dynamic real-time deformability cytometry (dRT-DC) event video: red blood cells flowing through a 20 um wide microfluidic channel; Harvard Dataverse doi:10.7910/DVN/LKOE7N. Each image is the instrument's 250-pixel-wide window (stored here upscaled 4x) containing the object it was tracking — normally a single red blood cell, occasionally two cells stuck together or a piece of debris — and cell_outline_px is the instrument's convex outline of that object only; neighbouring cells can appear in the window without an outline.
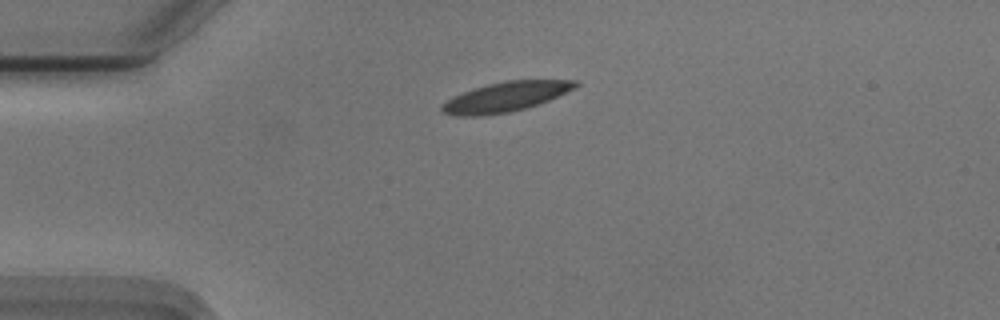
{"species": "Egyptian fruit bat (a non-hibernating species)", "species_latin": "Rousettus aegyptiacus", "temperature_condition": "cold", "stored_images_in_passage": 36, "camera_frame_rate_fps": 3000, "um_per_image_px": 0.085, "animal": {"sex": "male"}, "frame": {"image": 1, "passage_image": 1, "time_ms": 0.0, "image_size_px": [1000, 320], "cell_outline_px": [[580, 84], [576, 88], [548, 100], [524, 108], [508, 112], [480, 116], [456, 116], [444, 112], [440, 108], [452, 96], [472, 88], [488, 84], [508, 80], [580, 80]], "centroid_in_image_um": [42.99, 8.21], "position_along_channel_um": 42.0, "area_um2": 22.95}}
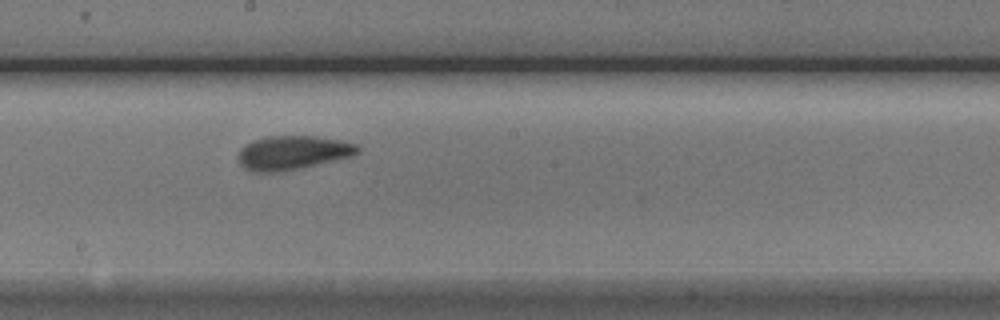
{"frame": {"image": 2, "passage_image": 18, "time_ms": 5.667, "image_size_px": [1000, 320], "cell_outline_px": [[360, 152], [352, 156], [300, 168], [276, 172], [256, 172], [244, 168], [240, 164], [236, 156], [240, 148], [244, 144], [252, 140], [268, 136], [316, 136], [340, 140], [360, 144]], "centroid_in_image_um": [24.86, 12.96], "position_along_channel_um": 223.3, "area_um2": 23.87}}
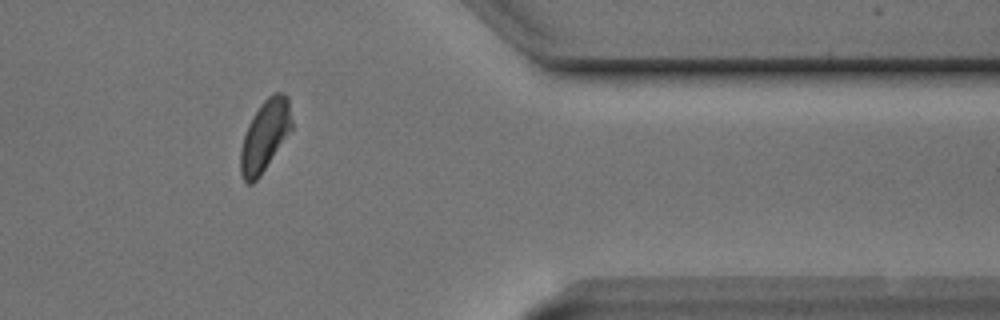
{"frame": {"image": 3, "passage_image": 33, "time_ms": 10.667, "image_size_px": [1000, 320], "cell_outline_px": [[292, 132], [260, 176], [252, 184], [248, 184], [244, 180], [240, 172], [240, 148], [248, 124], [252, 116], [260, 104], [272, 92], [284, 92], [288, 96], [292, 120]], "centroid_in_image_um": [22.54, 11.52], "position_along_channel_um": 388.9, "area_um2": 21.68}, "authors_computed_cell_mechanics": {"area_um2": 22.8888, "velocity_mm_per_s": 3.6849, "shape_relaxation_time_tau1_ms": 3.0116, "shape_relaxation_time_tau2_ms": 1.3567, "deformation_change_tau1": 0.1528, "deformation_change_tau2": 0.0802}}